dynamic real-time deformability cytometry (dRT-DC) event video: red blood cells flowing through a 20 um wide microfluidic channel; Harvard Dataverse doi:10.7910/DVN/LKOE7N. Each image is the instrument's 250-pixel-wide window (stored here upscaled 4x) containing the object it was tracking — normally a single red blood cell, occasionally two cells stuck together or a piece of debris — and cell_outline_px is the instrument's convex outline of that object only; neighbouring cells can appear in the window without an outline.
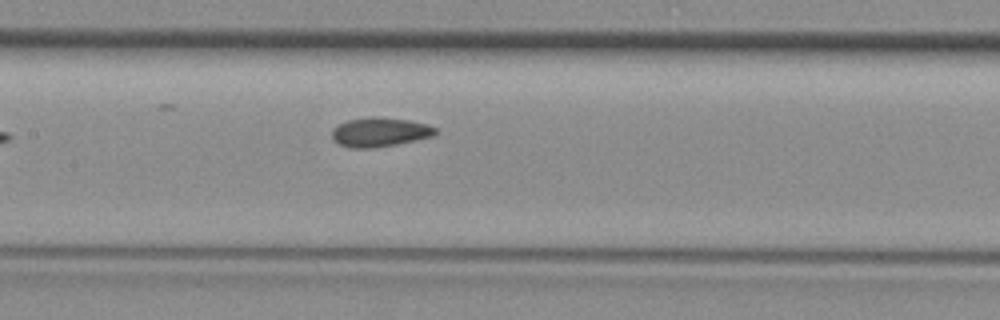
{"species": "common noctule bat (a hibernating species)", "species_latin": "Nyctalus noctula", "temperature_condition": "room temperature", "stored_images_in_passage": 8, "camera_frame_rate_fps": 3000, "um_per_image_px": 0.085, "animal": {"sex": "female", "body_mass_g": 29.2, "forearm_length_mm": 56.3}, "frame": {"image": 1, "passage_image": 7, "time_ms": 2.0, "image_size_px": [1000, 320], "cell_outline_px": [[436, 132], [432, 136], [396, 144], [372, 148], [348, 148], [332, 140], [332, 128], [348, 120], [372, 116], [376, 116], [408, 120], [428, 124], [436, 128]], "centroid_in_image_um": [32.25, 11.22], "position_along_channel_um": 175.2, "area_um2": 17.57}}